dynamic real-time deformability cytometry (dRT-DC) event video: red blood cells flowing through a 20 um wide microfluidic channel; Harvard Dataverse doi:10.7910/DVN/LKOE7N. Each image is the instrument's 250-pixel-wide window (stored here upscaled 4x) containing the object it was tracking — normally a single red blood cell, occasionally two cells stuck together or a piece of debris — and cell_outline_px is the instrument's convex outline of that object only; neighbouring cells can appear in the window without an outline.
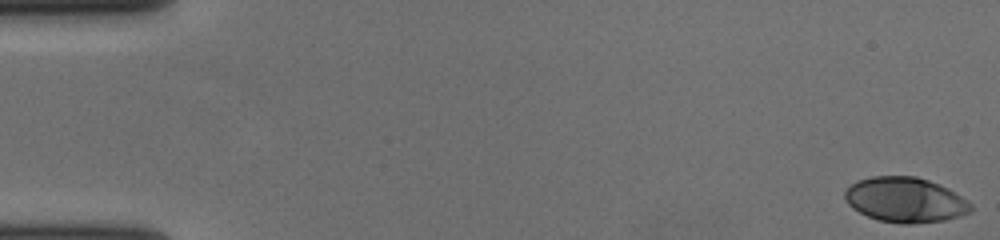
{"species": "human", "species_latin": "Homo sapiens", "temperature_condition": "cold", "stored_images_in_passage": 58, "camera_frame_rate_fps": 3000, "um_per_image_px": 0.085, "donor": {"sex": "female"}, "frame": {"image": 1, "passage_image": 1, "time_ms": 0.0, "image_size_px": [1000, 240], "cell_outline_px": [[972, 212], [960, 216], [944, 220], [908, 224], [900, 224], [880, 220], [868, 216], [852, 208], [848, 204], [844, 196], [844, 192], [852, 184], [860, 180], [872, 176], [916, 176], [928, 180], [948, 188], [968, 200], [972, 204]], "centroid_in_image_um": [76.97, 16.99], "position_along_channel_um": 8.0, "area_um2": 33.0}}
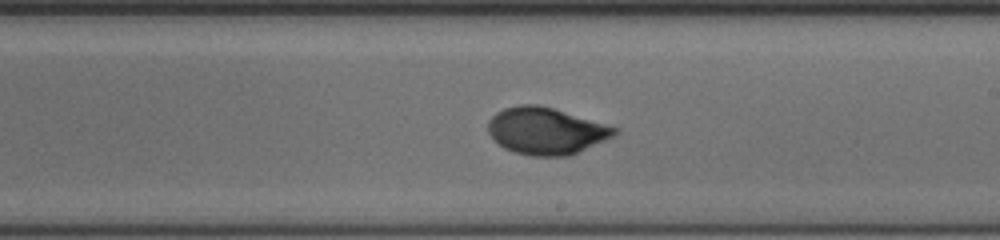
{"frame": {"image": 2, "passage_image": 34, "time_ms": 11.0, "image_size_px": [1000, 240], "cell_outline_px": [[620, 132], [616, 136], [568, 156], [532, 156], [516, 152], [504, 148], [488, 132], [488, 120], [496, 112], [504, 108], [520, 104], [536, 104], [552, 108], [620, 128]], "centroid_in_image_um": [46.45, 11.12], "position_along_channel_um": 242.6, "area_um2": 34.51}}
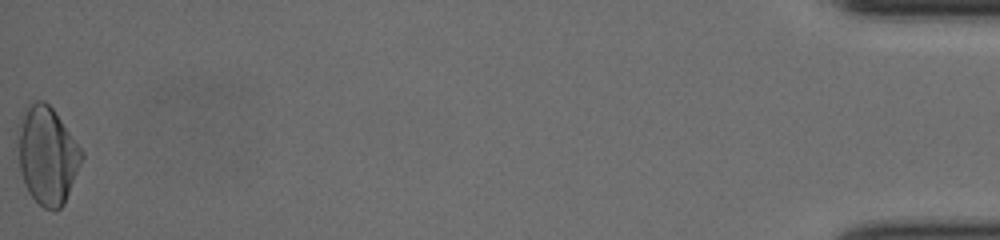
{"frame": {"image": 3, "passage_image": 58, "time_ms": 19.0, "image_size_px": [1000, 240], "cell_outline_px": [[84, 156], [64, 204], [60, 208], [44, 208], [28, 192], [24, 184], [20, 172], [16, 140], [20, 116], [24, 108], [36, 100], [44, 100], [52, 108], [84, 152]], "centroid_in_image_um": [3.98, 13.17], "position_along_channel_um": 431.2, "area_um2": 36.41}, "authors_computed_cell_mechanics": {"area_um2": 33.3506, "velocity_mm_per_s": 3.6029, "shape_relaxation_time_tau1_ms": 5.0684, "shape_relaxation_time_tau2_ms": null, "deformation_change_tau1": 0.1897, "deformation_change_tau2": null}}